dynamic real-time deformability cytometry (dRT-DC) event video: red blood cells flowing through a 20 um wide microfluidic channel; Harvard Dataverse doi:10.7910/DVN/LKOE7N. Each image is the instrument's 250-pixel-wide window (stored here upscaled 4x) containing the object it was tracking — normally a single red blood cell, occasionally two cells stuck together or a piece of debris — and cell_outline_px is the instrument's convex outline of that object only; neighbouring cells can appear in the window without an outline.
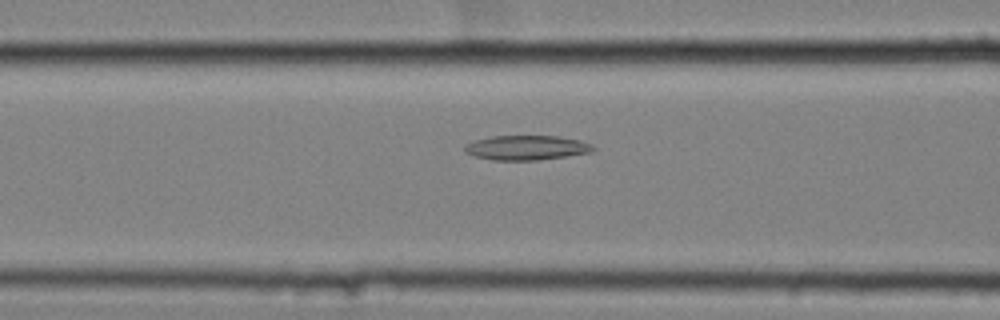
{"species": "common noctule bat (a hibernating species)", "species_latin": "Nyctalus noctula", "temperature_condition": "cold", "stored_images_in_passage": 15, "camera_frame_rate_fps": 3000, "um_per_image_px": 0.085, "animal": {"sex": "female", "body_mass_g": 25.1}, "frame": {"image": 1, "passage_image": 13, "time_ms": 4.0, "image_size_px": [1000, 320], "cell_outline_px": [[596, 148], [592, 152], [536, 160], [492, 160], [476, 156], [464, 152], [464, 144], [476, 140], [492, 136], [560, 136], [580, 140], [592, 144]], "centroid_in_image_um": [44.76, 12.55], "position_along_channel_um": 121.8, "area_um2": 18.38}}